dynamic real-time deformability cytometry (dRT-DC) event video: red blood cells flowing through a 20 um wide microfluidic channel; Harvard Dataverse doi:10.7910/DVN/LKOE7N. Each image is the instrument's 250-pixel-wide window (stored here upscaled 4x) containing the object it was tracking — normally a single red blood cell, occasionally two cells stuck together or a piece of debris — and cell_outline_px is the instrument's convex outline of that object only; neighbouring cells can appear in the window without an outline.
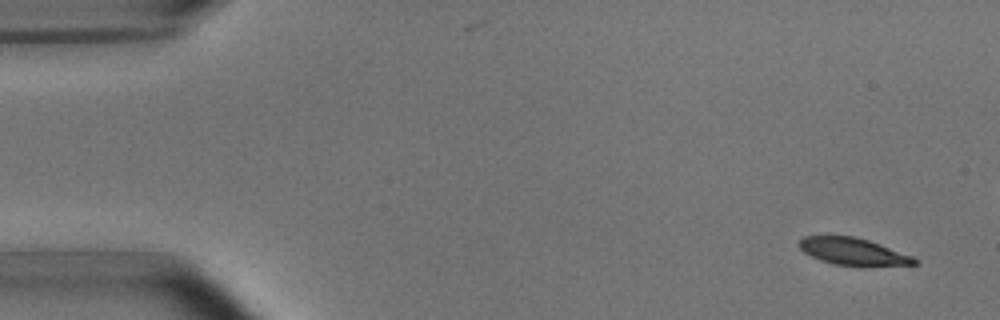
{"species": "common noctule bat (a hibernating species)", "species_latin": "Nyctalus noctula", "temperature_condition": "room temperature", "stored_images_in_passage": 5, "camera_frame_rate_fps": 3000, "um_per_image_px": 0.085, "animal": {"sex": "male", "body_mass_g": 15.6}, "frame": {"image": 1, "passage_image": 1, "time_ms": 0.0, "image_size_px": [1000, 320], "cell_outline_px": [[920, 264], [868, 268], [864, 268], [832, 264], [820, 260], [804, 252], [796, 244], [804, 236], [852, 236], [868, 240], [880, 244], [912, 256], [920, 260]], "centroid_in_image_um": [72.58, 21.43], "position_along_channel_um": 12.4, "area_um2": 18.9}}